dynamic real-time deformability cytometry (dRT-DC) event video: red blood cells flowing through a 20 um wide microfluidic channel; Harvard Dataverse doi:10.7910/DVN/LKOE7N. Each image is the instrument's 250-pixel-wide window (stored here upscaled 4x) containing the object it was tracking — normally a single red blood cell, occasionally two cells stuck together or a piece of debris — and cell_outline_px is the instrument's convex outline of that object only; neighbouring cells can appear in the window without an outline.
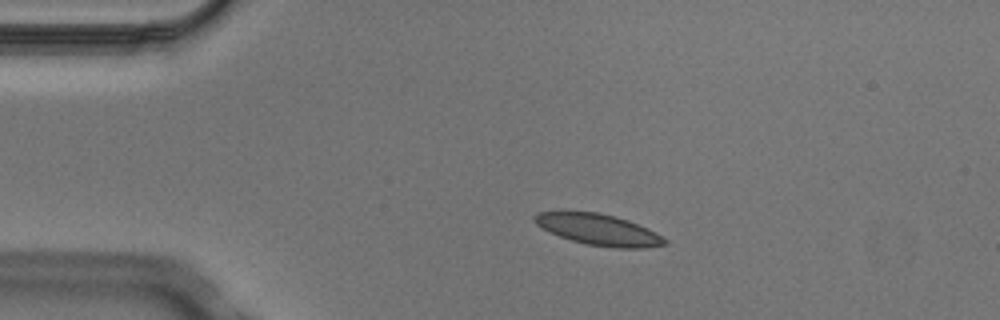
{"species": "Egyptian fruit bat (a non-hibernating species)", "species_latin": "Rousettus aegyptiacus", "temperature_condition": "cold", "stored_images_in_passage": 3, "camera_frame_rate_fps": 3000, "um_per_image_px": 0.085, "animal": {"sex": "male"}, "frame": {"image": 1, "passage_image": 2, "time_ms": 0.333, "image_size_px": [1000, 320], "cell_outline_px": [[668, 244], [644, 248], [616, 248], [584, 244], [560, 236], [536, 224], [532, 220], [532, 216], [536, 212], [564, 208], [600, 212], [616, 216], [628, 220], [648, 228], [656, 232], [668, 240]], "centroid_in_image_um": [50.81, 19.46], "position_along_channel_um": 34.2, "area_um2": 24.57}}